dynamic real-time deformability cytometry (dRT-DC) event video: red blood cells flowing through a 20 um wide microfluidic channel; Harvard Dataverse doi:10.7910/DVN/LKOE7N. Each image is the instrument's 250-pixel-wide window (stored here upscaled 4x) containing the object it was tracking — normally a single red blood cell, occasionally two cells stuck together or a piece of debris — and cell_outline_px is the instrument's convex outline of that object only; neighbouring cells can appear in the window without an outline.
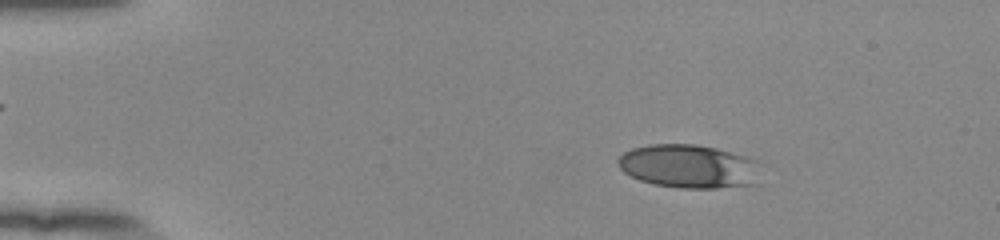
{"species": "human", "species_latin": "Homo sapiens", "temperature_condition": "room temperature", "stored_images_in_passage": 54, "camera_frame_rate_fps": 3000, "um_per_image_px": 0.085, "donor": {"sex": "female"}, "frame": {"image": 1, "passage_image": 9, "time_ms": 2.667, "image_size_px": [1000, 240], "cell_outline_px": [[764, 184], [716, 188], [680, 188], [652, 184], [640, 180], [624, 172], [616, 164], [616, 160], [624, 152], [632, 148], [648, 144], [696, 144], [716, 148], [748, 156], [756, 160]], "centroid_in_image_um": [58.62, 14.15], "position_along_channel_um": 26.4, "area_um2": 37.05}}
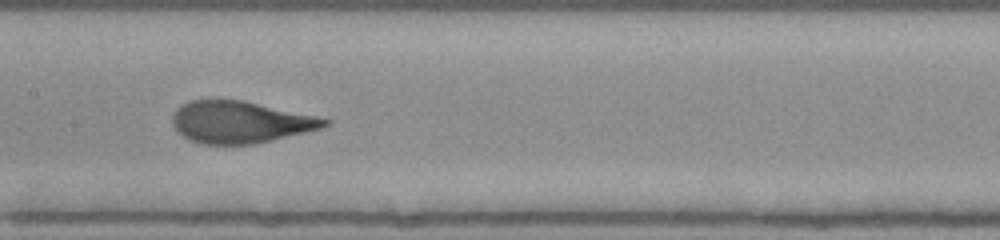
{"frame": {"image": 2, "passage_image": 28, "time_ms": 9.0, "image_size_px": [1000, 240], "cell_outline_px": [[332, 120], [328, 124], [320, 128], [256, 144], [204, 144], [188, 140], [172, 124], [172, 116], [176, 108], [180, 104], [188, 100], [208, 96], [244, 100]], "centroid_in_image_um": [20.32, 10.33], "position_along_channel_um": 187.1, "area_um2": 37.69}}
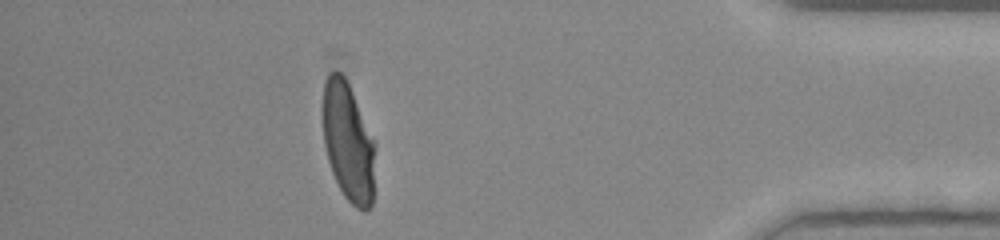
{"frame": {"image": 3, "passage_image": 48, "time_ms": 15.667, "image_size_px": [1000, 240], "cell_outline_px": [[376, 144], [372, 204], [364, 212], [356, 208], [344, 196], [332, 172], [328, 160], [324, 144], [320, 112], [320, 108], [324, 84], [328, 72], [332, 68], [336, 68], [344, 76], [376, 140]], "centroid_in_image_um": [29.57, 12.0], "position_along_channel_um": 405.6, "area_um2": 37.4}, "authors_computed_cell_mechanics": {"area_um2": 37.4544, "velocity_mm_per_s": 3.8826, "shape_relaxation_time_tau1_ms": 3.8377, "shape_relaxation_time_tau2_ms": null, "deformation_change_tau1": 0.2068, "deformation_change_tau2": null}}